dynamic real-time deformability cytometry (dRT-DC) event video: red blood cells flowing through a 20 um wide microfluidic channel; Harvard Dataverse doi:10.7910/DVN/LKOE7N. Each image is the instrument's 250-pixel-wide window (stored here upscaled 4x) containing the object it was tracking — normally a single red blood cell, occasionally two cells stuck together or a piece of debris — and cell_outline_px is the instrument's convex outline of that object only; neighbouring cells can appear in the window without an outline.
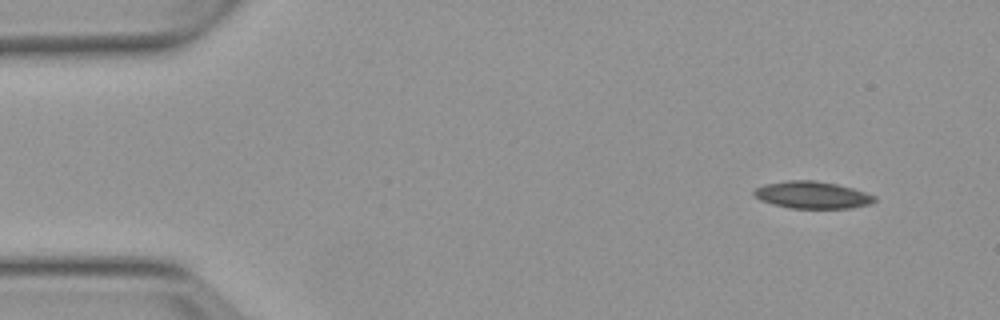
{"species": "Egyptian fruit bat (a non-hibernating species)", "species_latin": "Rousettus aegyptiacus", "temperature_condition": "warm", "stored_images_in_passage": 4, "camera_frame_rate_fps": 3000, "um_per_image_px": 0.085, "animal": {"sex": "female"}, "frame": {"image": 1, "passage_image": 1, "time_ms": 0.0, "image_size_px": [1000, 320], "cell_outline_px": [[876, 200], [872, 204], [852, 208], [788, 208], [772, 204], [760, 200], [752, 192], [756, 188], [764, 184], [788, 180], [816, 180], [836, 184], [852, 188], [876, 196]], "centroid_in_image_um": [69.04, 16.57], "position_along_channel_um": 16.0, "area_um2": 19.13}}